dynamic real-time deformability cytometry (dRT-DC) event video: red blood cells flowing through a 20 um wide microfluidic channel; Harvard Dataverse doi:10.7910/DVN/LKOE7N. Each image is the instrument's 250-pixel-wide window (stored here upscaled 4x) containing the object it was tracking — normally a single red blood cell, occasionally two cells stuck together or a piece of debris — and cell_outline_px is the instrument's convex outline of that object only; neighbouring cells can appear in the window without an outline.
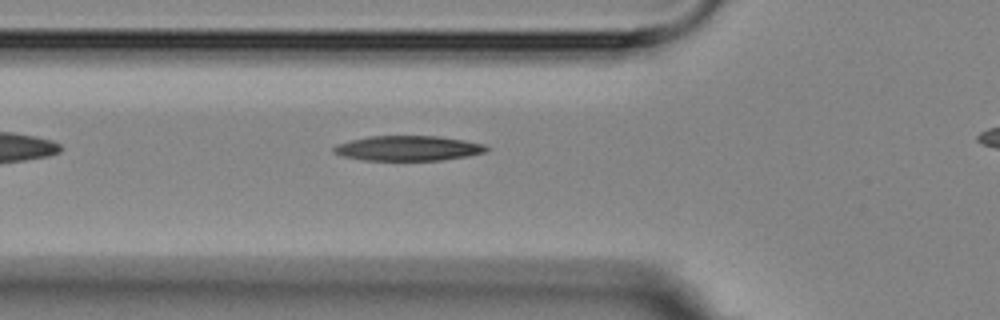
{"species": "Egyptian fruit bat (a non-hibernating species)", "species_latin": "Rousettus aegyptiacus", "temperature_condition": "room temperature", "stored_images_in_passage": 5, "segment_of_instrument_passage": [1, 2], "camera_frame_rate_fps": 3000, "um_per_image_px": 0.085, "animal": {"sex": "female"}, "frame": {"image": 1, "passage_image": 4, "time_ms": 4.333, "image_size_px": [1000, 320], "cell_outline_px": [[488, 152], [468, 156], [440, 160], [364, 160], [340, 156], [332, 152], [332, 148], [336, 144], [368, 136], [440, 136], [464, 140], [484, 144], [488, 148]], "centroid_in_image_um": [34.67, 12.6], "position_along_channel_um": 91.1, "area_um2": 22.37}}